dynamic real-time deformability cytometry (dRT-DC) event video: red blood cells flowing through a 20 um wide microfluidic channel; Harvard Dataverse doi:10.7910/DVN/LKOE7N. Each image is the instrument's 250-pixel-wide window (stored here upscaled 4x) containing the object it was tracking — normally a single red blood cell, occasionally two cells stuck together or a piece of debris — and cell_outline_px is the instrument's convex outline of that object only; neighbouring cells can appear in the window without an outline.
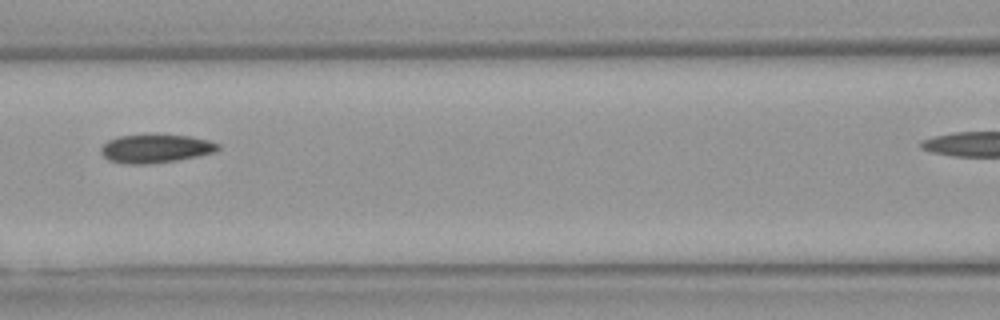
{"species": "Egyptian fruit bat (a non-hibernating species)", "species_latin": "Rousettus aegyptiacus", "temperature_condition": "warm", "stored_images_in_passage": 31, "camera_frame_rate_fps": 3000, "um_per_image_px": 0.085, "animal": {"sex": "female"}, "frame": {"image": 1, "passage_image": 7, "time_ms": 2.0, "image_size_px": [1000, 320], "cell_outline_px": [[220, 148], [216, 152], [176, 160], [148, 164], [128, 164], [108, 160], [100, 152], [100, 148], [108, 140], [120, 136], [188, 136], [208, 140], [220, 144]], "centroid_in_image_um": [13.22, 12.65], "position_along_channel_um": 153.4, "area_um2": 18.96}}